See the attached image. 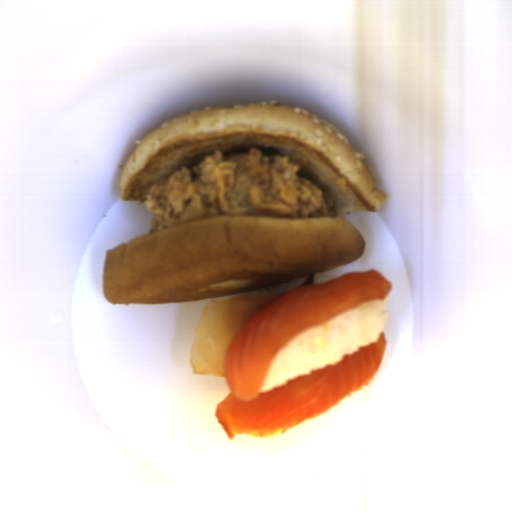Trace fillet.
Returning <instances> with one entry per match:
<instances>
[{
    "label": "fillet",
    "instance_id": "1",
    "mask_svg": "<svg viewBox=\"0 0 512 512\" xmlns=\"http://www.w3.org/2000/svg\"><path fill=\"white\" fill-rule=\"evenodd\" d=\"M393 283L382 271L343 273L325 282L315 271L283 292L206 304L195 323L190 366L194 374L223 376L229 394L215 415L226 435L266 439L318 417L366 383L382 364L384 331L371 345L342 356L339 363L261 393V384L288 342L308 329L375 300H385Z\"/></svg>",
    "mask_w": 512,
    "mask_h": 512
}]
</instances>
